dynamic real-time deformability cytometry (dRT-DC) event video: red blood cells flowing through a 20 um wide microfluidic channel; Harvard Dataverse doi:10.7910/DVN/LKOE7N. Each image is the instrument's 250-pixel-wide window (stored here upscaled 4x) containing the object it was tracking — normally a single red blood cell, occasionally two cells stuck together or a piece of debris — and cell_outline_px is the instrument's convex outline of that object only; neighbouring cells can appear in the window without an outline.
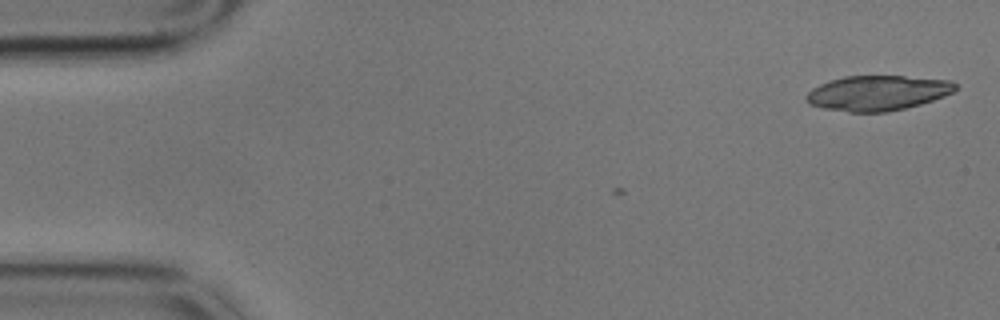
{"species": "common noctule bat (a hibernating species)", "species_latin": "Nyctalus noctula", "temperature_condition": "cold", "stored_images_in_passage": 5, "camera_frame_rate_fps": 3000, "um_per_image_px": 0.085, "animal": {"sex": "male", "body_mass_g": 17.9}, "frame": {"image": 1, "passage_image": 1, "time_ms": 0.0, "image_size_px": [1000, 320], "cell_outline_px": [[956, 88], [952, 92], [944, 96], [920, 104], [888, 112], [848, 112], [824, 108], [808, 104], [804, 100], [804, 96], [812, 88], [828, 80], [844, 76], [904, 76], [952, 80], [956, 84]], "centroid_in_image_um": [74.55, 7.9], "position_along_channel_um": 10.5, "area_um2": 30.58}}